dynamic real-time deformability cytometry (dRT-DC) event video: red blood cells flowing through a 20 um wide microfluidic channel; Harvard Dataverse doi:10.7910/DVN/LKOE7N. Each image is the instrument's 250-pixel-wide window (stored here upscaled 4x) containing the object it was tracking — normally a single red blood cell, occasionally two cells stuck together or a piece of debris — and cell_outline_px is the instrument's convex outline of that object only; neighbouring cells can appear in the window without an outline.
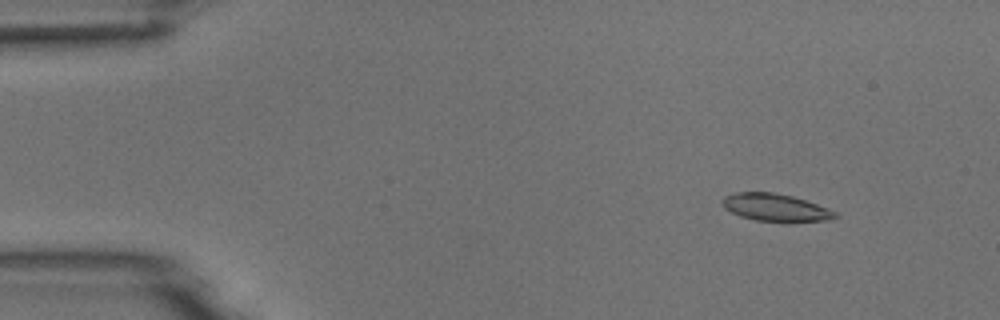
{"species": "common noctule bat (a hibernating species)", "species_latin": "Nyctalus noctula", "temperature_condition": "room temperature", "stored_images_in_passage": 5, "camera_frame_rate_fps": 3000, "um_per_image_px": 0.085, "animal": {"sex": "male", "body_mass_g": 18.8}, "frame": {"image": 1, "passage_image": 2, "time_ms": 1.333, "image_size_px": [1000, 320], "cell_outline_px": [[840, 216], [828, 220], [756, 220], [740, 216], [724, 208], [720, 200], [724, 196], [736, 192], [772, 192], [792, 196], [828, 208], [836, 212]], "centroid_in_image_um": [65.86, 17.61], "position_along_channel_um": 19.1, "area_um2": 17.57}}
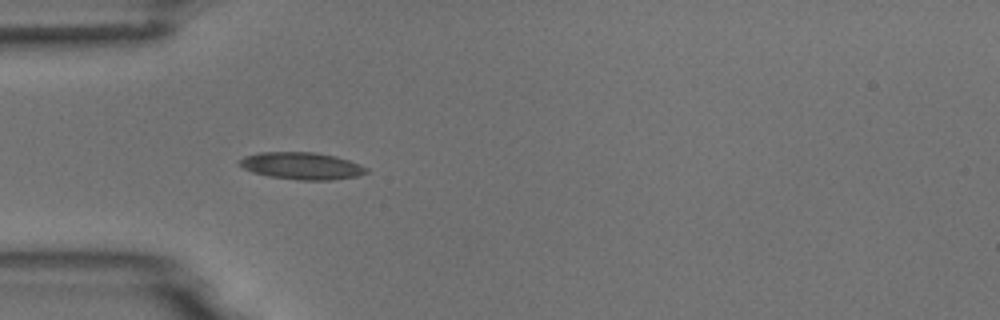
{"frame": {"image": 2, "passage_image": 5, "time_ms": 4.667, "image_size_px": [1000, 320], "cell_outline_px": [[368, 172], [356, 176], [332, 180], [300, 180], [268, 176], [252, 172], [236, 164], [236, 160], [244, 156], [260, 152], [316, 152], [336, 156], [360, 164], [368, 168]], "centroid_in_image_um": [25.6, 14.09], "position_along_channel_um": 59.4, "area_um2": 20.23}}